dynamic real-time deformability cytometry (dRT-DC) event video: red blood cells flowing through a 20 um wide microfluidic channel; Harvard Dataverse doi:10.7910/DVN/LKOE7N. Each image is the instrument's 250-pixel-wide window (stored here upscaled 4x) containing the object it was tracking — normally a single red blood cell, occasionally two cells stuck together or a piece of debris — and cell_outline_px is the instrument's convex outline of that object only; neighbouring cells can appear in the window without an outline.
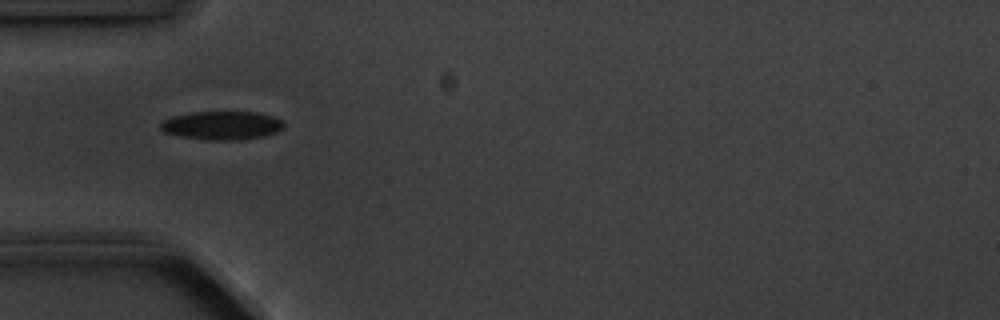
{"species": "common noctule bat (a hibernating species)", "species_latin": "Nyctalus noctula", "temperature_condition": "cold", "stored_images_in_passage": 5, "camera_frame_rate_fps": 3000, "um_per_image_px": 0.085, "animal": {"sex": "male", "body_mass_g": 20.1, "forearm_length_mm": 53.5}, "frame": {"image": 1, "passage_image": 5, "time_ms": 4.667, "image_size_px": [1000, 320], "cell_outline_px": [[284, 128], [276, 132], [264, 136], [236, 140], [212, 140], [180, 136], [164, 132], [160, 128], [160, 124], [164, 120], [172, 116], [192, 112], [256, 112], [272, 116], [280, 120], [284, 124]], "centroid_in_image_um": [18.86, 10.66], "position_along_channel_um": 66.1, "area_um2": 20.35}}